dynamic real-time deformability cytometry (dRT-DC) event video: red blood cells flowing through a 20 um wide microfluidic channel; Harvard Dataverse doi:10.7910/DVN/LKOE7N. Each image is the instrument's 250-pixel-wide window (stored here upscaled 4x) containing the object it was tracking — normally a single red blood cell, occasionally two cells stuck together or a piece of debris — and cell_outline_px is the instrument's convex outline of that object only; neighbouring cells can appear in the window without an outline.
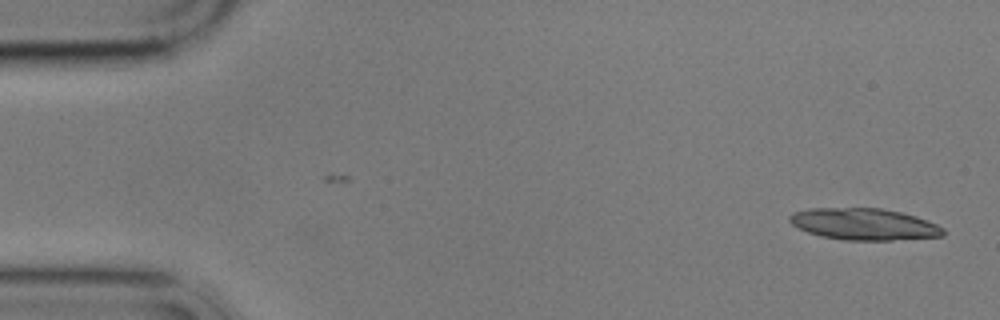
{"species": "common noctule bat (a hibernating species)", "species_latin": "Nyctalus noctula", "temperature_condition": "cold", "stored_images_in_passage": 2, "camera_frame_rate_fps": 3000, "um_per_image_px": 0.085, "animal": {"sex": "male", "body_mass_g": 17.9}, "frame": {"image": 1, "passage_image": 2, "time_ms": 2.333, "image_size_px": [1000, 320], "cell_outline_px": [[944, 236], [892, 240], [844, 240], [820, 236], [808, 232], [792, 224], [788, 220], [788, 216], [792, 212], [808, 208], [880, 208], [900, 212], [916, 216], [936, 224], [944, 228]], "centroid_in_image_um": [73.42, 19.05], "position_along_channel_um": 11.6, "area_um2": 28.38}}